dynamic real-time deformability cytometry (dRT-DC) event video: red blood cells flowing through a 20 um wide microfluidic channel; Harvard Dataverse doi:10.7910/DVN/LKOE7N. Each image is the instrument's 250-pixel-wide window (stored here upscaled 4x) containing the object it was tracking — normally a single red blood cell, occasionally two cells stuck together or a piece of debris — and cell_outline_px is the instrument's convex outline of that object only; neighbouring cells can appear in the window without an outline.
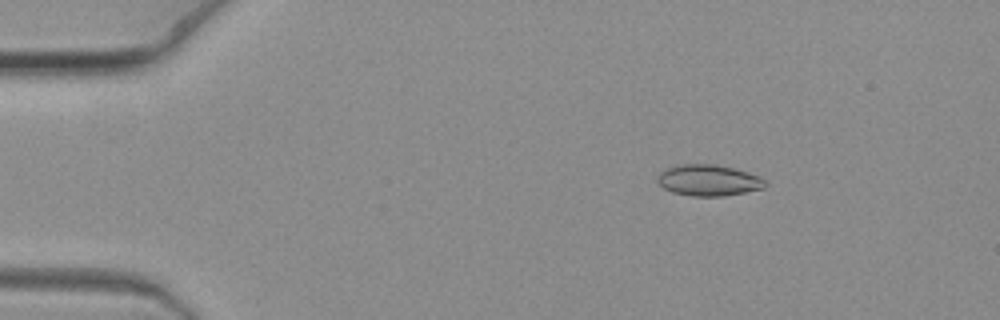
{"species": "common noctule bat (a hibernating species)", "species_latin": "Nyctalus noctula", "temperature_condition": "warm", "stored_images_in_passage": 7, "camera_frame_rate_fps": 3000, "um_per_image_px": 0.085, "animal": {"sex": "female", "body_mass_g": 19.3, "forearm_length_mm": 54.1}, "frame": {"image": 1, "passage_image": 4, "time_ms": 1.0, "image_size_px": [1000, 320], "cell_outline_px": [[768, 184], [764, 188], [744, 192], [720, 196], [692, 196], [672, 192], [664, 188], [656, 180], [656, 176], [660, 172], [676, 164], [716, 164], [732, 168], [756, 176], [764, 180]], "centroid_in_image_um": [60.17, 15.32], "position_along_channel_um": 24.8, "area_um2": 19.36}}